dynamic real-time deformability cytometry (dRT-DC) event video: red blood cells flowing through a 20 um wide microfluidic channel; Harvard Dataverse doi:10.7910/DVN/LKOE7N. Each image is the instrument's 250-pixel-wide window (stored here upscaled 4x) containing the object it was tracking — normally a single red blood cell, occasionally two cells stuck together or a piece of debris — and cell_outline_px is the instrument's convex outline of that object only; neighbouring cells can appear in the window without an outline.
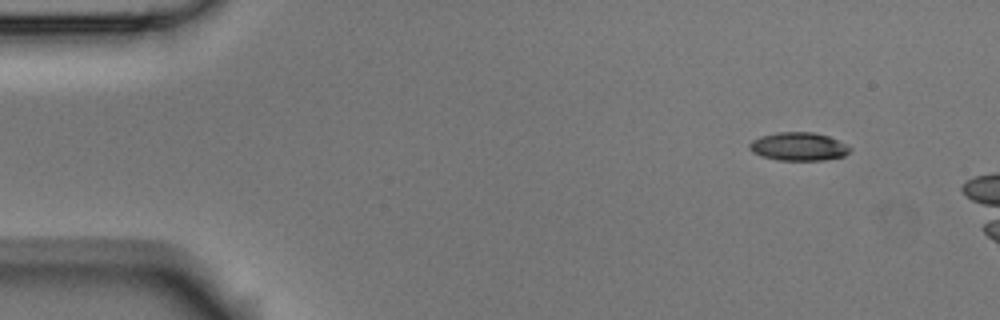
{"species": "Egyptian fruit bat (a non-hibernating species)", "species_latin": "Rousettus aegyptiacus", "temperature_condition": "room temperature", "stored_images_in_passage": 3, "camera_frame_rate_fps": 3000, "um_per_image_px": 0.085, "animal": {"sex": "male"}, "frame": {"image": 1, "passage_image": 1, "time_ms": 0.0, "image_size_px": [1000, 320], "cell_outline_px": [[852, 148], [844, 156], [824, 160], [776, 160], [760, 156], [752, 152], [748, 148], [748, 144], [752, 140], [760, 136], [776, 132], [812, 132], [828, 136]], "centroid_in_image_um": [67.81, 12.46], "position_along_channel_um": 17.2, "area_um2": 16.59}}